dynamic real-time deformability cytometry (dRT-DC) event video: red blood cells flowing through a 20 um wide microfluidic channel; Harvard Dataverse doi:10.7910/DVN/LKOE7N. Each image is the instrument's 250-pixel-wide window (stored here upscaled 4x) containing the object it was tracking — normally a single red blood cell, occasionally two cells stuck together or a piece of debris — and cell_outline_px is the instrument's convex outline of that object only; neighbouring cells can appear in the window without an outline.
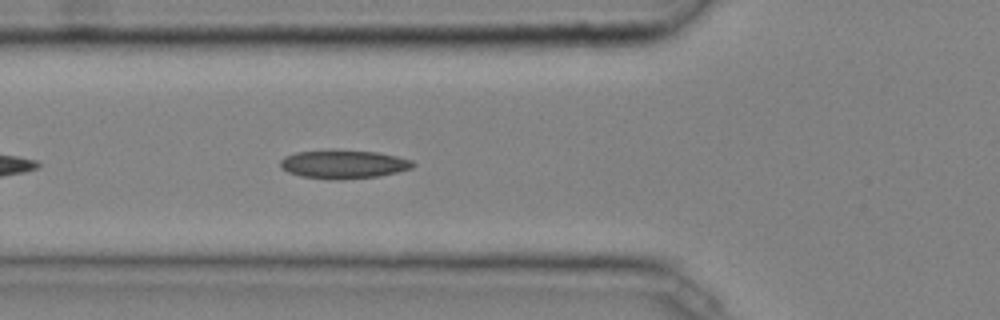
{"species": "common noctule bat (a hibernating species)", "species_latin": "Nyctalus noctula", "temperature_condition": "cold", "stored_images_in_passage": 36, "camera_frame_rate_fps": 3000, "um_per_image_px": 0.085, "animal": {"sex": "male", "body_mass_g": 20.4}, "frame": {"image": 1, "passage_image": 6, "time_ms": 1.667, "image_size_px": [1000, 320], "cell_outline_px": [[416, 164], [412, 168], [380, 176], [340, 180], [328, 180], [300, 176], [288, 172], [280, 168], [280, 160], [284, 156], [296, 152], [328, 148], [336, 148], [376, 152], [396, 156], [412, 160]], "centroid_in_image_um": [29.15, 13.94], "position_along_channel_um": 96.7, "area_um2": 22.83}, "authors_computed_cell_mechanics": {"area_um2": 20.2878, "velocity_mm_per_s": 4.0595, "shape_relaxation_time_tau1_ms": null, "shape_relaxation_time_tau2_ms": 8.6257, "deformation_change_tau1": null, "deformation_change_tau2": 0.1561}}